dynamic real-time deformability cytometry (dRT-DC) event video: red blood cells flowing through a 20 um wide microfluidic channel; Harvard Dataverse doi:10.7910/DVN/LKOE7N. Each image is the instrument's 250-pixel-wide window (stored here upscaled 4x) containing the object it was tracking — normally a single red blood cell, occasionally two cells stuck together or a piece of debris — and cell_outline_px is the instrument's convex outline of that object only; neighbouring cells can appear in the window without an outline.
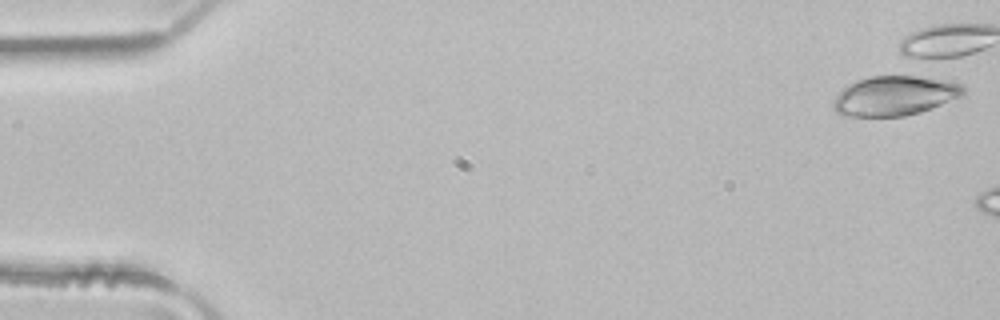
{"species": "common noctule bat (a hibernating species)", "species_latin": "Nyctalus noctula", "temperature_condition": "room temperature", "stored_images_in_passage": 4, "camera_frame_rate_fps": 3000, "um_per_image_px": 0.085, "animal": {"sex": "male", "body_mass_g": 21.5, "forearm_length_mm": 52.0}, "frame": {"image": 1, "passage_image": 1, "time_ms": 0.0, "image_size_px": [1000, 320], "cell_outline_px": [[964, 92], [960, 96], [932, 108], [920, 112], [904, 116], [840, 116], [832, 108], [832, 100], [844, 88], [860, 80], [872, 76], [904, 72], [908, 72], [944, 80], [960, 84], [964, 88]], "centroid_in_image_um": [76.04, 8.1], "position_along_channel_um": 9.0, "area_um2": 30.63}}